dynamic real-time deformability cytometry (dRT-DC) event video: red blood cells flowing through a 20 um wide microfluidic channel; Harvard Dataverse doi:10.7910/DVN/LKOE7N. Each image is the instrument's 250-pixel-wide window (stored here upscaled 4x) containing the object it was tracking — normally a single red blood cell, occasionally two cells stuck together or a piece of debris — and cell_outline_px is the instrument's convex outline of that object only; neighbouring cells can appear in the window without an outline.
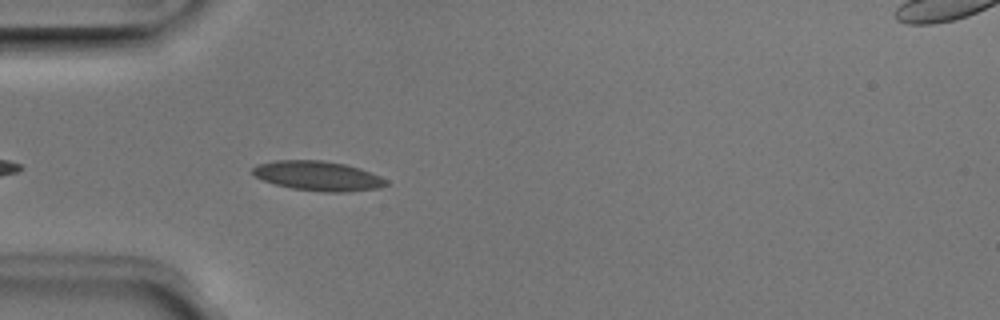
{"species": "Egyptian fruit bat (a non-hibernating species)", "species_latin": "Rousettus aegyptiacus", "temperature_condition": "room temperature", "stored_images_in_passage": 20, "camera_frame_rate_fps": 3000, "um_per_image_px": 0.085, "animal": {"sex": "male"}, "frame": {"image": 1, "passage_image": 4, "time_ms": 1.0, "image_size_px": [1000, 320], "cell_outline_px": [[388, 184], [380, 188], [348, 192], [324, 192], [292, 188], [276, 184], [264, 180], [256, 176], [252, 172], [252, 168], [260, 164], [276, 160], [320, 160], [344, 164], [360, 168], [380, 176], [388, 180]], "centroid_in_image_um": [27.08, 14.96], "position_along_channel_um": 57.9, "area_um2": 22.89}}
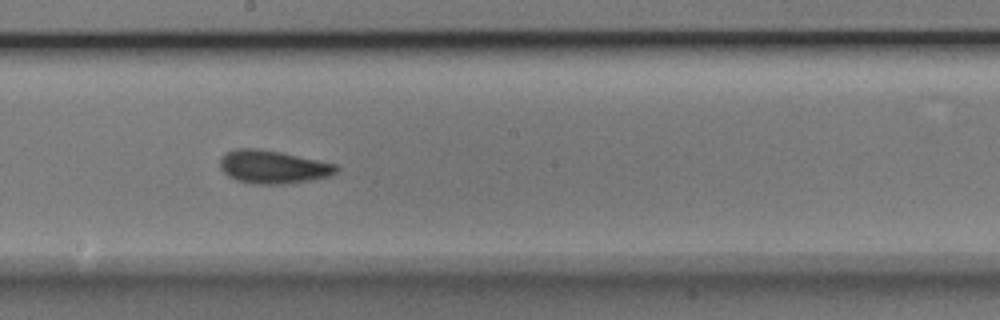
{"frame": {"image": 2, "passage_image": 17, "time_ms": 5.333, "image_size_px": [1000, 320], "cell_outline_px": [[340, 168], [336, 172], [328, 176], [308, 180], [280, 184], [252, 184], [236, 180], [228, 176], [220, 168], [220, 156], [224, 152], [236, 148], [256, 148], [280, 152], [336, 164]], "centroid_in_image_um": [23.14, 14.18], "position_along_channel_um": 225.1, "area_um2": 22.43}}